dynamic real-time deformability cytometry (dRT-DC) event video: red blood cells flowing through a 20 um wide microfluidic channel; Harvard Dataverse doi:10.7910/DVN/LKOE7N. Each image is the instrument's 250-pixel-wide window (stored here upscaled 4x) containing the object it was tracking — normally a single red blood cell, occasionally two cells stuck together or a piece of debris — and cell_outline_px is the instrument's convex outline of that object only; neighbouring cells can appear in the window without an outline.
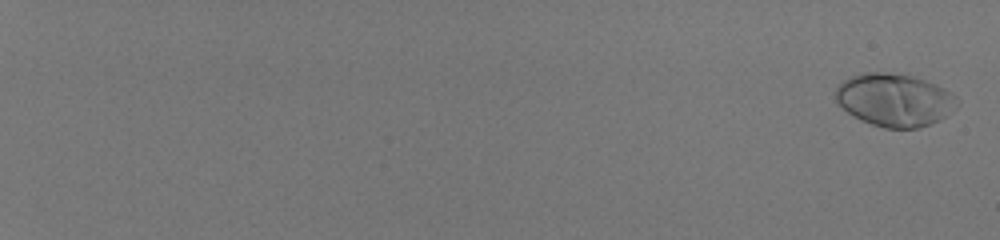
{"species": "human", "species_latin": "Homo sapiens", "temperature_condition": "room temperature", "stored_images_in_passage": 58, "camera_frame_rate_fps": 3000, "um_per_image_px": 0.085, "donor": {"sex": "male"}, "frame": {"image": 1, "passage_image": 2, "time_ms": 0.333, "image_size_px": [1000, 240], "cell_outline_px": [[956, 108], [940, 120], [932, 124], [920, 128], [884, 128], [860, 120], [848, 112], [836, 100], [836, 88], [844, 80], [852, 76], [864, 72], [884, 72], [912, 76], [936, 84], [952, 92], [956, 96]], "centroid_in_image_um": [76.05, 8.5], "position_along_channel_um": 8.9, "area_um2": 37.28}}
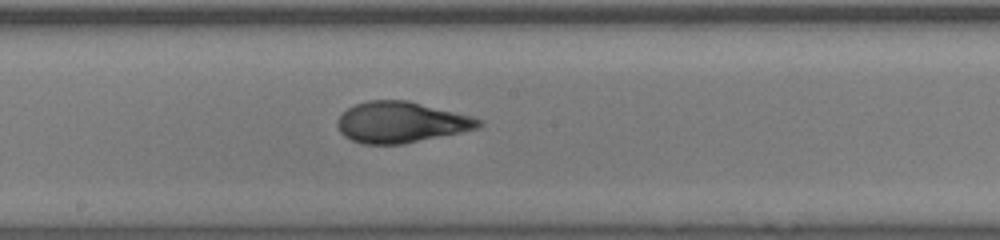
{"frame": {"image": 2, "passage_image": 38, "time_ms": 12.333, "image_size_px": [1000, 240], "cell_outline_px": [[484, 124], [480, 128], [404, 144], [360, 144], [344, 136], [340, 132], [336, 124], [336, 120], [348, 108], [356, 104], [368, 100], [408, 100], [472, 116], [484, 120]], "centroid_in_image_um": [34.11, 10.39], "position_along_channel_um": 214.1, "area_um2": 33.93}}
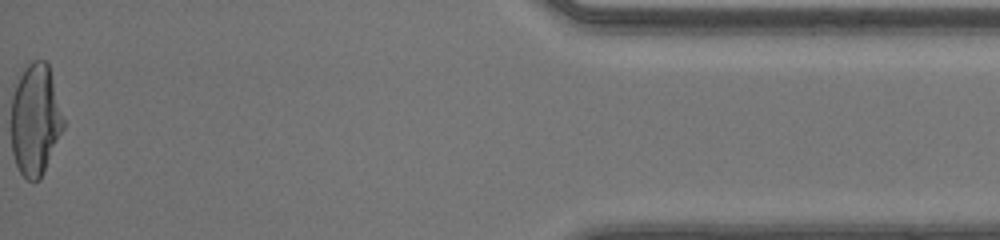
{"frame": {"image": 3, "passage_image": 58, "time_ms": 19.0, "image_size_px": [1000, 240], "cell_outline_px": [[64, 128], [44, 172], [40, 180], [28, 180], [20, 172], [16, 164], [12, 152], [12, 96], [16, 84], [24, 68], [32, 60], [44, 60], [48, 64], [64, 120]], "centroid_in_image_um": [3.0, 10.19], "position_along_channel_um": 432.2, "area_um2": 33.64}, "authors_computed_cell_mechanics": {"area_um2": 33.813, "velocity_mm_per_s": 4.1228, "shape_relaxation_time_tau1_ms": 7.466, "shape_relaxation_time_tau2_ms": null, "deformation_change_tau1": 0.2894, "deformation_change_tau2": null}}